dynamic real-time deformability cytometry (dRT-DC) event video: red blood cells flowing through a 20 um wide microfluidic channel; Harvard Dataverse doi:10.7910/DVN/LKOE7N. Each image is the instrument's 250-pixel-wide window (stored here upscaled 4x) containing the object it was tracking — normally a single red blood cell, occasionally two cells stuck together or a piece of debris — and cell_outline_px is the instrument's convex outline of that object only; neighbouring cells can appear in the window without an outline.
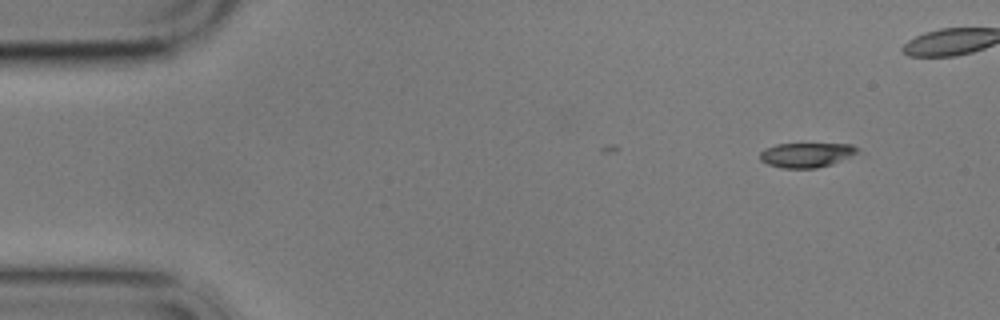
{"species": "common noctule bat (a hibernating species)", "species_latin": "Nyctalus noctula", "temperature_condition": "cold", "stored_images_in_passage": 4, "camera_frame_rate_fps": 3000, "um_per_image_px": 0.085, "animal": {"sex": "male", "body_mass_g": 17.9}, "frame": {"image": 1, "passage_image": 1, "time_ms": 0.0, "image_size_px": [1000, 320], "cell_outline_px": [[860, 148], [856, 152], [832, 164], [816, 168], [784, 168], [768, 164], [760, 160], [760, 152], [764, 148], [776, 144], [852, 144]], "centroid_in_image_um": [68.5, 13.16], "position_along_channel_um": 16.5, "area_um2": 13.81}}
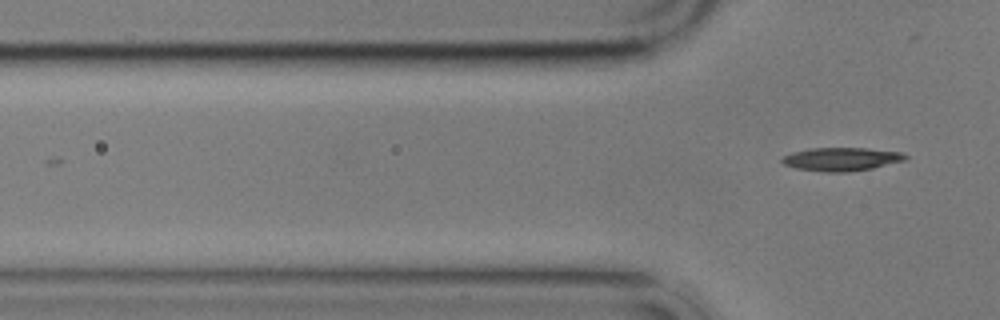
{"frame": {"image": 2, "passage_image": 4, "time_ms": 3.667, "image_size_px": [1000, 320], "cell_outline_px": [[908, 160], [872, 168], [848, 172], [824, 172], [796, 168], [784, 164], [780, 160], [784, 156], [792, 152], [812, 148], [868, 148], [904, 152], [908, 156]], "centroid_in_image_um": [71.58, 13.52], "position_along_channel_um": 54.2, "area_um2": 16.94}}